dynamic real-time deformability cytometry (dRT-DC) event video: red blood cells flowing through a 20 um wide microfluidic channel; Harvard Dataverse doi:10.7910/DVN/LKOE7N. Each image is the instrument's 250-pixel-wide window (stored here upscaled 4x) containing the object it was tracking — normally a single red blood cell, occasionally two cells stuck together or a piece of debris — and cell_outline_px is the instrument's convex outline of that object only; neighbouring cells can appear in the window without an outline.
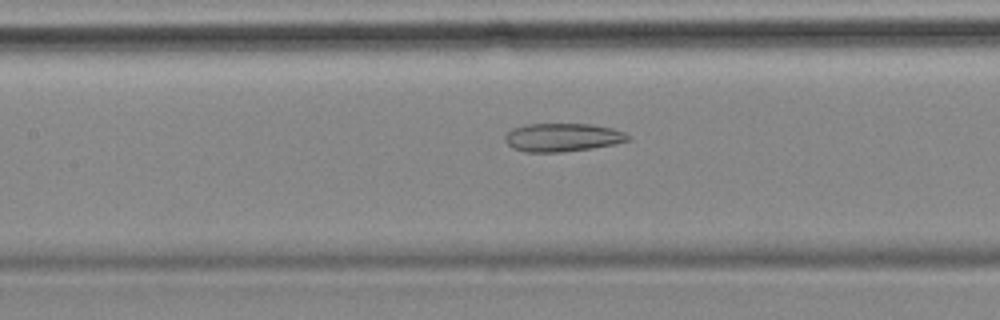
{"species": "common noctule bat (a hibernating species)", "species_latin": "Nyctalus noctula", "temperature_condition": "cold", "stored_images_in_passage": 56, "camera_frame_rate_fps": 3000, "um_per_image_px": 0.085, "animal": {"sex": "female", "body_mass_g": 18.4}, "frame": {"image": 1, "passage_image": 25, "time_ms": 8.0, "image_size_px": [1000, 320], "cell_outline_px": [[632, 140], [616, 144], [592, 148], [560, 152], [524, 152], [512, 148], [504, 140], [504, 136], [512, 128], [524, 124], [592, 124], [612, 128], [624, 132], [632, 136]], "centroid_in_image_um": [47.83, 11.68], "position_along_channel_um": 159.6, "area_um2": 20.58}}
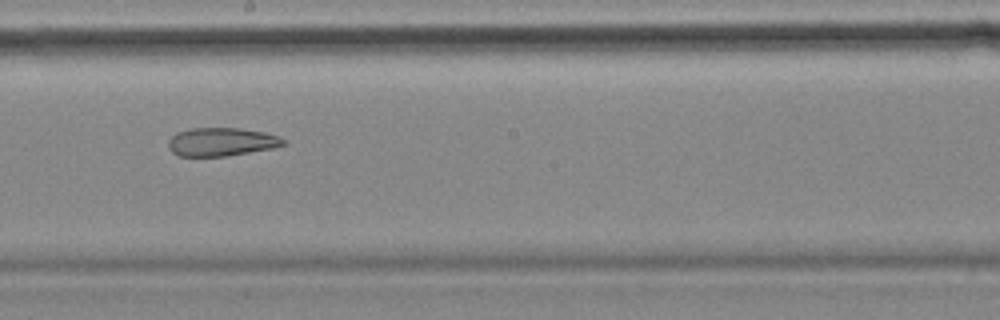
{"frame": {"image": 2, "passage_image": 31, "time_ms": 10.0, "image_size_px": [1000, 320], "cell_outline_px": [[288, 144], [272, 148], [228, 156], [176, 156], [168, 148], [168, 140], [176, 132], [192, 128], [240, 128], [264, 132], [280, 136], [288, 140]], "centroid_in_image_um": [18.85, 12.06], "position_along_channel_um": 229.4, "area_um2": 19.31}}
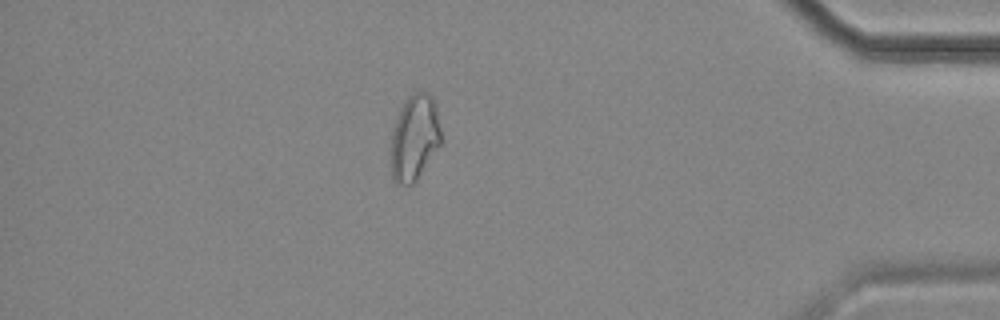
{"frame": {"image": 3, "passage_image": 49, "time_ms": 16.0, "image_size_px": [1000, 320], "cell_outline_px": [[440, 144], [416, 180], [412, 184], [396, 184], [392, 180], [392, 132], [396, 116], [400, 108], [408, 96], [416, 92], [428, 92], [432, 96], [436, 104], [440, 128]], "centroid_in_image_um": [35.23, 11.67], "position_along_channel_um": 400.0, "area_um2": 24.8}, "authors_computed_cell_mechanics": {"area_um2": 24.7962, "velocity_mm_per_s": 3.517, "shape_relaxation_time_tau1_ms": null, "shape_relaxation_time_tau2_ms": 5.5337, "deformation_change_tau1": null, "deformation_change_tau2": 0.1478}}